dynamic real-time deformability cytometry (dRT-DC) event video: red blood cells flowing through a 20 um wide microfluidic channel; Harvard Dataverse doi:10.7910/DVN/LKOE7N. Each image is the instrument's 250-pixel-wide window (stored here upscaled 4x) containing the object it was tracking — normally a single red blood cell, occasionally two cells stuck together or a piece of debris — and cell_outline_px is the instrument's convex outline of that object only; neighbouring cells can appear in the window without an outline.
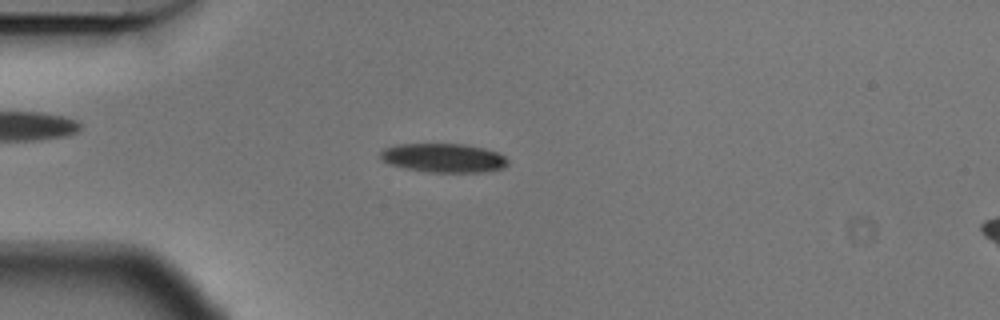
{"species": "Egyptian fruit bat (a non-hibernating species)", "species_latin": "Rousettus aegyptiacus", "temperature_condition": "cold", "stored_images_in_passage": 56, "camera_frame_rate_fps": 3000, "um_per_image_px": 0.085, "animal": {"sex": "male"}, "frame": {"image": 1, "passage_image": 15, "time_ms": 4.667, "image_size_px": [1000, 320], "cell_outline_px": [[508, 164], [504, 168], [484, 172], [428, 172], [404, 168], [388, 164], [380, 156], [380, 152], [384, 148], [400, 144], [464, 144], [484, 148], [496, 152], [504, 156], [508, 160]], "centroid_in_image_um": [37.71, 13.43], "position_along_channel_um": 47.3, "area_um2": 21.5}}
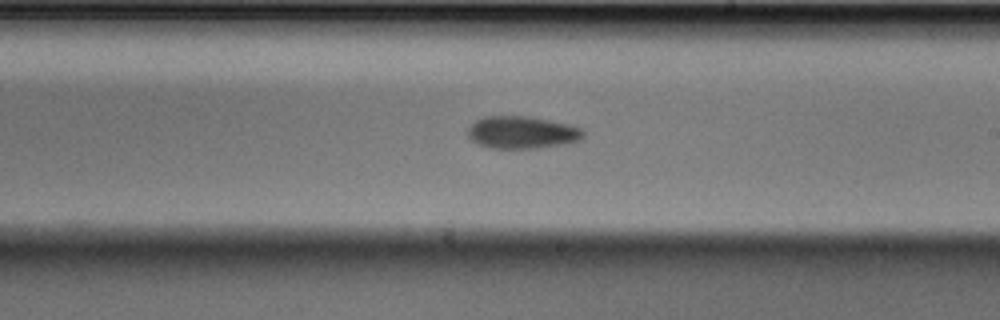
{"frame": {"image": 2, "passage_image": 33, "time_ms": 10.667, "image_size_px": [1000, 320], "cell_outline_px": [[584, 136], [580, 140], [568, 144], [536, 148], [492, 148], [480, 144], [472, 140], [468, 136], [468, 128], [476, 120], [484, 116], [524, 116], [568, 124], [584, 128]], "centroid_in_image_um": [44.41, 11.26], "position_along_channel_um": 244.6, "area_um2": 21.73}}
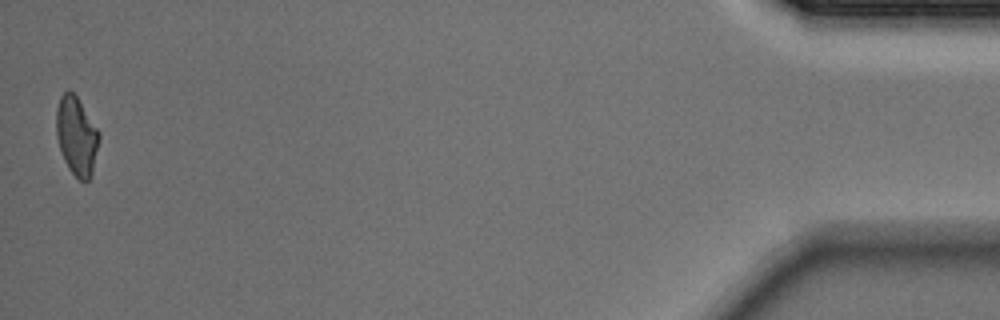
{"frame": {"image": 3, "passage_image": 56, "time_ms": 18.333, "image_size_px": [1000, 320], "cell_outline_px": [[100, 136], [92, 172], [88, 180], [80, 180], [68, 168], [64, 160], [56, 136], [56, 108], [60, 96], [68, 88], [76, 96], [100, 132]], "centroid_in_image_um": [6.49, 11.52], "position_along_channel_um": 428.7, "area_um2": 19.42}, "authors_computed_cell_mechanics": {"area_um2": 21.0103, "velocity_mm_per_s": 3.5539, "shape_relaxation_time_tau1_ms": 3.012, "shape_relaxation_time_tau2_ms": null, "deformation_change_tau1": 0.1154, "deformation_change_tau2": null}}